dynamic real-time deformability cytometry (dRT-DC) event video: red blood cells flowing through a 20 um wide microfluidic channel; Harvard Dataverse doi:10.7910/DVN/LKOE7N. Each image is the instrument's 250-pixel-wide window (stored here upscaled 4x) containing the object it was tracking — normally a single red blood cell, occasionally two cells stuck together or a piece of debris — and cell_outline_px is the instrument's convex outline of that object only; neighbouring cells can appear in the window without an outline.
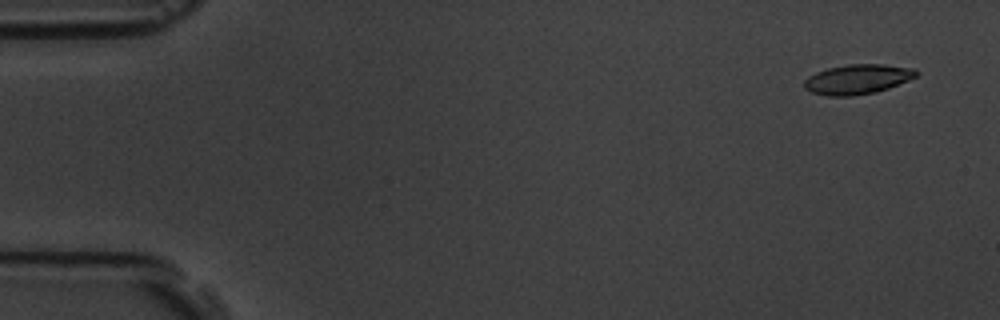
{"species": "common noctule bat (a hibernating species)", "species_latin": "Nyctalus noctula", "temperature_condition": "room temperature", "stored_images_in_passage": 4, "camera_frame_rate_fps": 3000, "um_per_image_px": 0.085, "animal": {"sex": "male", "body_mass_g": 19.5, "forearm_length_mm": 54.6}, "frame": {"image": 1, "passage_image": 1, "time_ms": 0.0, "image_size_px": [1000, 320], "cell_outline_px": [[920, 72], [916, 76], [908, 80], [888, 88], [876, 92], [852, 96], [828, 96], [812, 92], [804, 88], [804, 80], [808, 76], [816, 72], [828, 68], [848, 64], [884, 64], [916, 68]], "centroid_in_image_um": [72.9, 6.73], "position_along_channel_um": 12.1, "area_um2": 19.54}}